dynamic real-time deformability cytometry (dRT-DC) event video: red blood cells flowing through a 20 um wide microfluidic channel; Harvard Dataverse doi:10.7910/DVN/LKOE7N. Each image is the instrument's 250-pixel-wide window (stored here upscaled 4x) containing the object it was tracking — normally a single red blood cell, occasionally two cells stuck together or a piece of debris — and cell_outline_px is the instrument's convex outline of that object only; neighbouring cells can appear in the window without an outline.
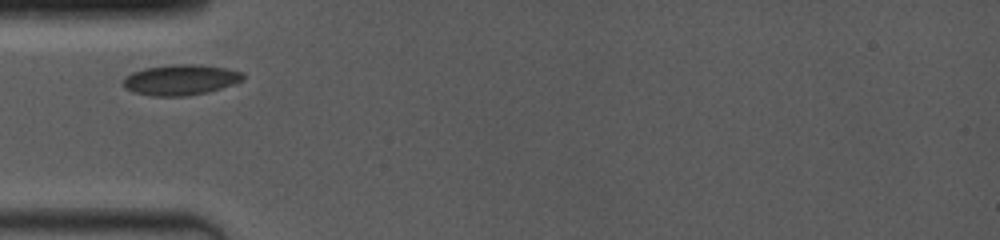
{"species": "common noctule bat (a hibernating species)", "species_latin": "Nyctalus noctula", "temperature_condition": "room temperature", "stored_images_in_passage": 22, "camera_frame_rate_fps": 4000, "um_per_image_px": 0.085, "animal": {"sex": "female", "body_mass_g": 19.0, "forearm_length_mm": 53.3}, "frame": {"image": 1, "passage_image": 1, "time_ms": 0.0, "image_size_px": [1000, 240], "cell_outline_px": [[244, 80], [236, 84], [208, 92], [184, 96], [152, 96], [132, 92], [124, 88], [120, 84], [124, 76], [132, 72], [144, 68], [172, 64], [196, 64], [224, 68], [244, 72]], "centroid_in_image_um": [15.32, 6.79], "position_along_channel_um": 69.7, "area_um2": 21.73}}
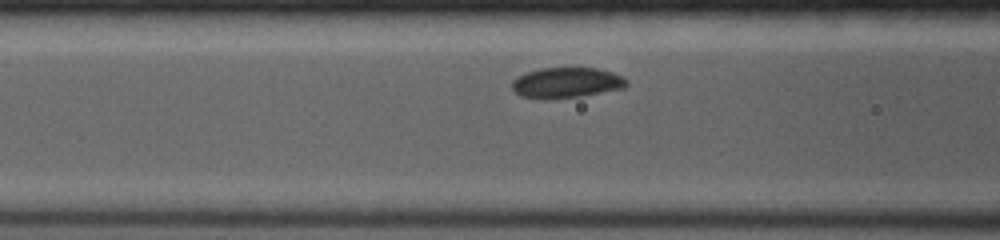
{"frame": {"image": 2, "passage_image": 9, "time_ms": 1.25, "image_size_px": [1000, 240], "cell_outline_px": [[628, 84], [624, 88], [580, 96], [544, 100], [520, 96], [512, 88], [512, 80], [528, 72], [540, 68], [596, 68], [612, 72], [624, 76], [628, 80]], "centroid_in_image_um": [48.16, 7.04], "position_along_channel_um": 118.4, "area_um2": 20.4}}
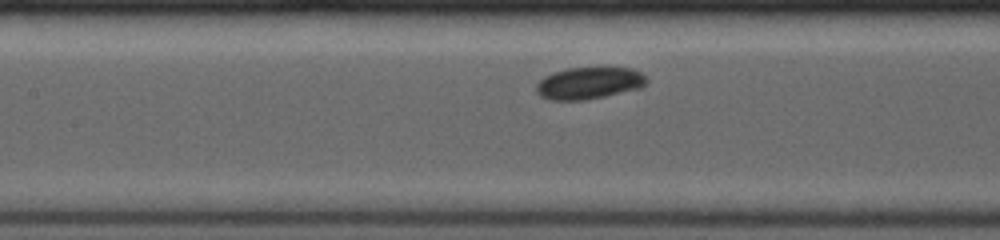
{"frame": {"image": 3, "passage_image": 16, "time_ms": 2.25, "image_size_px": [1000, 240], "cell_outline_px": [[648, 80], [640, 88], [604, 96], [584, 100], [548, 100], [540, 96], [536, 92], [536, 84], [544, 76], [552, 72], [568, 68], [600, 64], [632, 68], [640, 72]], "centroid_in_image_um": [50.06, 7.0], "position_along_channel_um": 157.3, "area_um2": 21.39}}